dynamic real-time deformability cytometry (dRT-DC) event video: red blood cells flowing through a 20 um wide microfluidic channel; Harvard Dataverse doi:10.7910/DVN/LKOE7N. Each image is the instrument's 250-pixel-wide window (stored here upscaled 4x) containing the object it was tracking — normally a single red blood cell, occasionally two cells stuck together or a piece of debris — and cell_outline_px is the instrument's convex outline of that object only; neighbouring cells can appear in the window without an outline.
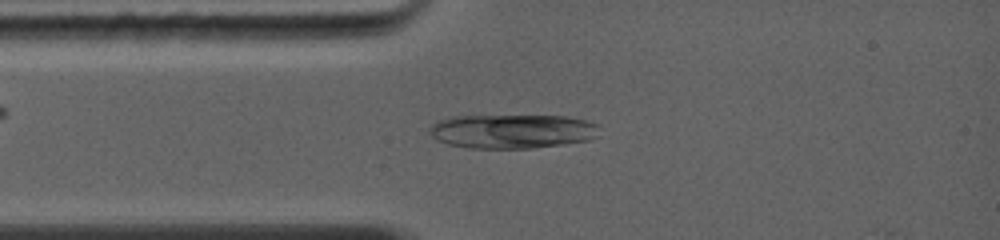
{"species": "common noctule bat (a hibernating species)", "species_latin": "Nyctalus noctula", "temperature_condition": "warm", "stored_images_in_passage": 3, "camera_frame_rate_fps": 5000, "um_per_image_px": 0.085, "animal": {"sex": "female", "body_mass_g": 19.0, "forearm_length_mm": 56.7}, "frame": {"image": 1, "passage_image": 3, "time_ms": 1.8, "image_size_px": [1000, 240], "cell_outline_px": [[596, 136], [588, 140], [532, 148], [468, 148], [448, 144], [436, 140], [432, 136], [432, 124], [440, 120], [456, 116], [564, 116], [584, 120], [596, 124]], "centroid_in_image_um": [43.51, 11.16], "position_along_channel_um": 41.5, "area_um2": 33.23}}